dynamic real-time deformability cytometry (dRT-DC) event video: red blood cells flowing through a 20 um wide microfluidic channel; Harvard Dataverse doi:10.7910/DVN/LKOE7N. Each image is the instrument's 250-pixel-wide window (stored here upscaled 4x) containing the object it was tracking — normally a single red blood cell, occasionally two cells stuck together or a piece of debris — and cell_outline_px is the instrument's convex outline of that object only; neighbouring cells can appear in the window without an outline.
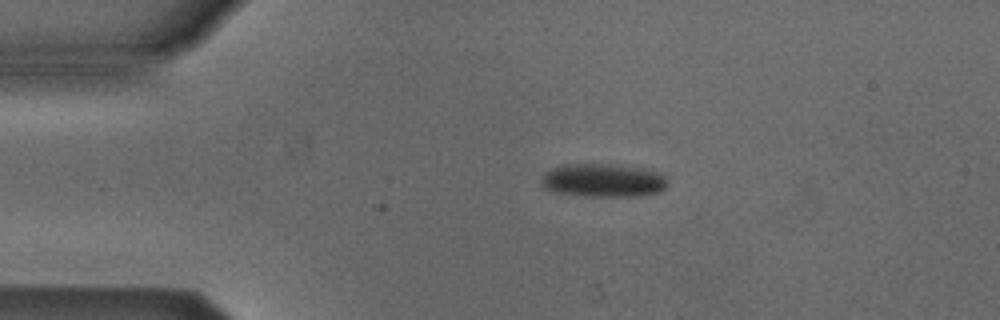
{"species": "Egyptian fruit bat (a non-hibernating species)", "species_latin": "Rousettus aegyptiacus", "temperature_condition": "cold", "stored_images_in_passage": 32, "camera_frame_rate_fps": 3000, "um_per_image_px": 0.085, "animal": {"sex": "male"}, "frame": {"image": 1, "passage_image": 1, "time_ms": 0.0, "image_size_px": [1000, 320], "cell_outline_px": [[664, 188], [660, 192], [640, 196], [588, 196], [556, 192], [544, 188], [540, 184], [540, 180], [544, 172], [552, 168], [564, 164], [604, 164], [632, 168], [652, 172], [664, 176]], "centroid_in_image_um": [51.14, 15.35], "position_along_channel_um": 33.9, "area_um2": 23.93}}
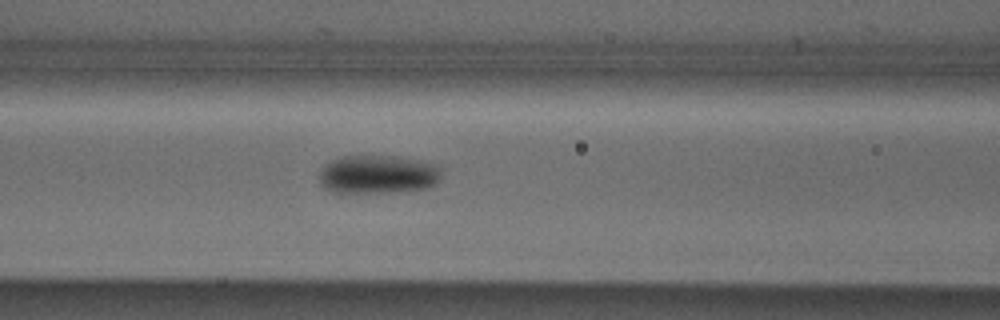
{"frame": {"image": 2, "passage_image": 12, "time_ms": 3.667, "image_size_px": [1000, 320], "cell_outline_px": [[440, 176], [436, 184], [428, 188], [388, 192], [332, 192], [324, 188], [320, 180], [320, 172], [332, 160], [344, 156], [396, 156], [420, 160], [436, 164], [440, 168]], "centroid_in_image_um": [32.16, 14.82], "position_along_channel_um": 134.4, "area_um2": 27.22}}
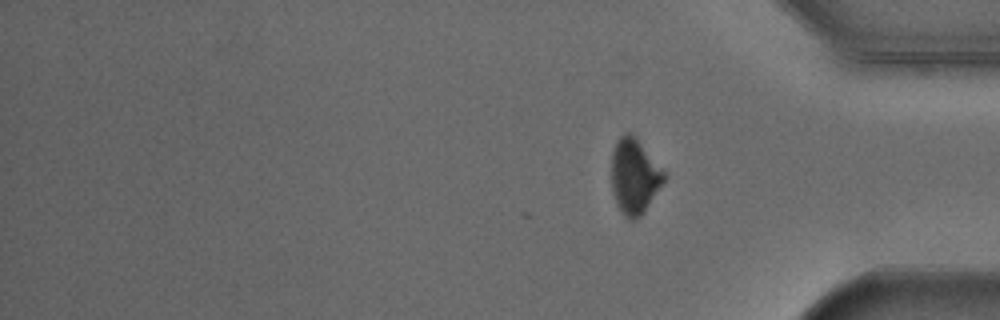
{"frame": {"image": 3, "passage_image": 32, "time_ms": 10.333, "image_size_px": [1000, 320], "cell_outline_px": [[668, 176], [644, 212], [640, 216], [632, 220], [628, 220], [624, 216], [616, 204], [612, 188], [612, 152], [616, 140], [624, 132], [632, 132], [636, 136]], "centroid_in_image_um": [53.93, 14.96], "position_along_channel_um": 381.3, "area_um2": 23.24}, "authors_computed_cell_mechanics": {"area_um2": 26.3857, "velocity_mm_per_s": 3.8663, "shape_relaxation_time_tau1_ms": 6.8779, "shape_relaxation_time_tau2_ms": null, "deformation_change_tau1": 0.1455, "deformation_change_tau2": null}}